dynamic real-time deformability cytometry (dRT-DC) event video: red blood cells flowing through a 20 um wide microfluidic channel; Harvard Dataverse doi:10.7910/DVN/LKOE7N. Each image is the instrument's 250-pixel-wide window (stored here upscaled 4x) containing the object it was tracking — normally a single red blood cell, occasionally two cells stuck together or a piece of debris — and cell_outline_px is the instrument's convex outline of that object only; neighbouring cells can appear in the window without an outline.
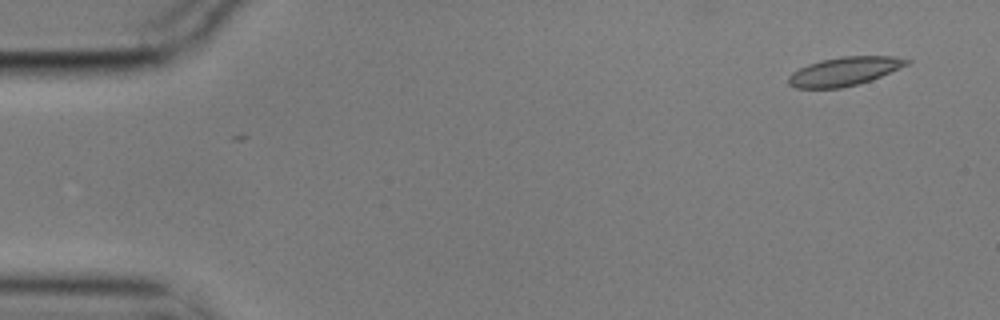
{"species": "common noctule bat (a hibernating species)", "species_latin": "Nyctalus noctula", "temperature_condition": "cold", "stored_images_in_passage": 2, "camera_frame_rate_fps": 3000, "um_per_image_px": 0.085, "animal": {"sex": "male", "body_mass_g": 17.9}, "frame": {"image": 1, "passage_image": 2, "time_ms": 0.333, "image_size_px": [1000, 320], "cell_outline_px": [[912, 60], [908, 64], [880, 76], [856, 84], [840, 88], [796, 88], [788, 84], [788, 76], [792, 72], [808, 64], [840, 56], [892, 56]], "centroid_in_image_um": [71.74, 6.06], "position_along_channel_um": 13.3, "area_um2": 19.42}}